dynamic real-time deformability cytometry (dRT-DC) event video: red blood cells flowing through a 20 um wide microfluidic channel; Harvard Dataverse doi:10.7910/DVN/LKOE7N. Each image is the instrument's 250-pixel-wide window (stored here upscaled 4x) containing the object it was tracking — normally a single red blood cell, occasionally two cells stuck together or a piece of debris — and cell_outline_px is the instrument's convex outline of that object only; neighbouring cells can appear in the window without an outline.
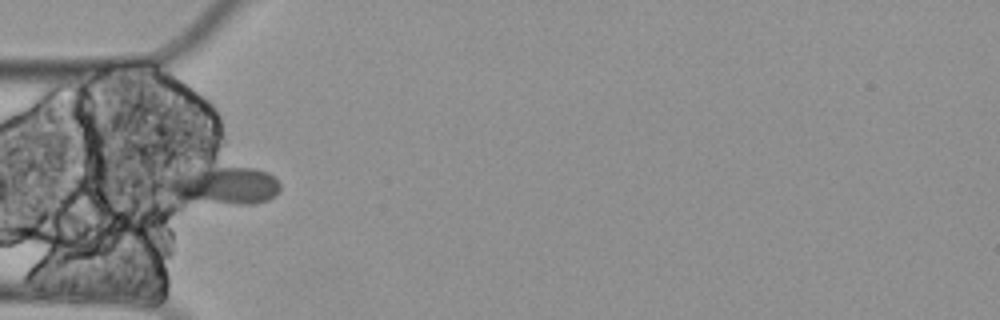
{"species": "Egyptian fruit bat (a non-hibernating species)", "species_latin": "Rousettus aegyptiacus", "temperature_condition": "cold", "stored_images_in_passage": 5, "camera_frame_rate_fps": 3000, "um_per_image_px": 0.085, "animal": {"sex": "female"}, "frame": {"image": 1, "passage_image": 5, "time_ms": 1.333, "image_size_px": [1000, 320], "cell_outline_px": [[280, 188], [268, 200], [252, 204], [236, 204], [180, 200], [168, 192], [164, 188], [164, 184], [168, 176], [172, 172], [216, 168], [256, 168], [268, 172], [280, 184]], "centroid_in_image_um": [18.93, 15.77], "position_along_channel_um": 66.1, "area_um2": 24.97}}